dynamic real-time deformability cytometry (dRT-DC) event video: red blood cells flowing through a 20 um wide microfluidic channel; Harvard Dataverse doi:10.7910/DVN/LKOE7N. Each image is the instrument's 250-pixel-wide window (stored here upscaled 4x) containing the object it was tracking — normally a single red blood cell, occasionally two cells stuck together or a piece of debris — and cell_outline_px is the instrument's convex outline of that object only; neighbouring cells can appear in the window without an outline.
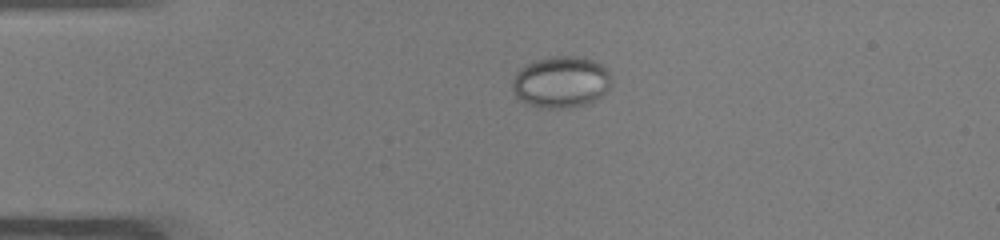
{"species": "common noctule bat (a hibernating species)", "species_latin": "Nyctalus noctula", "temperature_condition": "warm", "stored_images_in_passage": 1, "camera_frame_rate_fps": 3000, "um_per_image_px": 0.085, "animal": {"sex": "male", "body_mass_g": 19.0, "forearm_length_mm": 50.8}, "frame": {"image": 1, "passage_image": 1, "time_ms": 0.0, "image_size_px": [1000, 240], "cell_outline_px": [[608, 88], [600, 96], [584, 104], [568, 108], [540, 108], [520, 100], [516, 96], [512, 88], [512, 80], [516, 72], [520, 68], [536, 60], [552, 56], [584, 56], [608, 68]], "centroid_in_image_um": [47.64, 6.96], "position_along_channel_um": 37.4, "area_um2": 29.48}}